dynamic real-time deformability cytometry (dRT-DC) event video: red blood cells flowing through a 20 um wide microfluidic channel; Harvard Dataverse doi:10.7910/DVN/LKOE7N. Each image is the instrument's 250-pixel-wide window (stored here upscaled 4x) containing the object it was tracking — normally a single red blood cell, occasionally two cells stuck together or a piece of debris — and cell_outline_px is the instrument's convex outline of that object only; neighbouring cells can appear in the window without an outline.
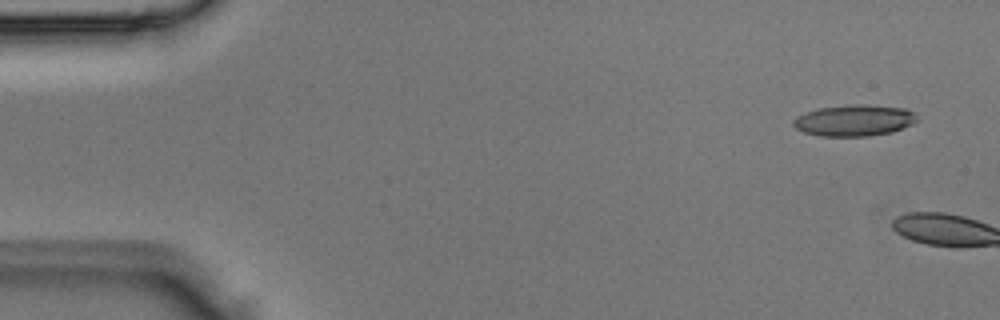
{"species": "Egyptian fruit bat (a non-hibernating species)", "species_latin": "Rousettus aegyptiacus", "temperature_condition": "room temperature", "stored_images_in_passage": 4, "camera_frame_rate_fps": 3000, "um_per_image_px": 0.085, "animal": {"sex": "male"}, "frame": {"image": 1, "passage_image": 1, "time_ms": 0.0, "image_size_px": [1000, 320], "cell_outline_px": [[916, 120], [912, 124], [892, 132], [868, 136], [820, 136], [804, 132], [796, 128], [792, 124], [792, 120], [796, 116], [804, 112], [816, 108], [848, 104], [868, 104], [904, 108], [912, 112], [916, 116]], "centroid_in_image_um": [72.55, 10.22], "position_along_channel_um": 12.4, "area_um2": 22.77}}
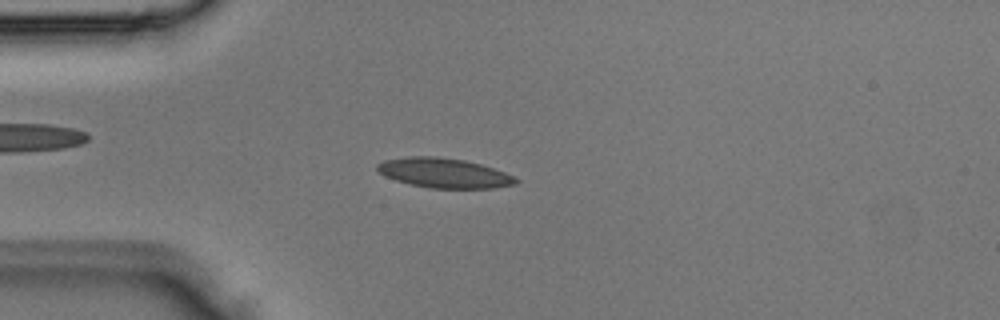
{"frame": {"image": 2, "passage_image": 4, "time_ms": 1.0, "image_size_px": [1000, 320], "cell_outline_px": [[520, 180], [516, 184], [492, 188], [432, 188], [412, 184], [396, 180], [384, 176], [376, 168], [376, 164], [384, 160], [408, 156], [436, 156], [464, 160], [480, 164], [516, 176]], "centroid_in_image_um": [37.75, 14.7], "position_along_channel_um": 47.2, "area_um2": 23.93}}